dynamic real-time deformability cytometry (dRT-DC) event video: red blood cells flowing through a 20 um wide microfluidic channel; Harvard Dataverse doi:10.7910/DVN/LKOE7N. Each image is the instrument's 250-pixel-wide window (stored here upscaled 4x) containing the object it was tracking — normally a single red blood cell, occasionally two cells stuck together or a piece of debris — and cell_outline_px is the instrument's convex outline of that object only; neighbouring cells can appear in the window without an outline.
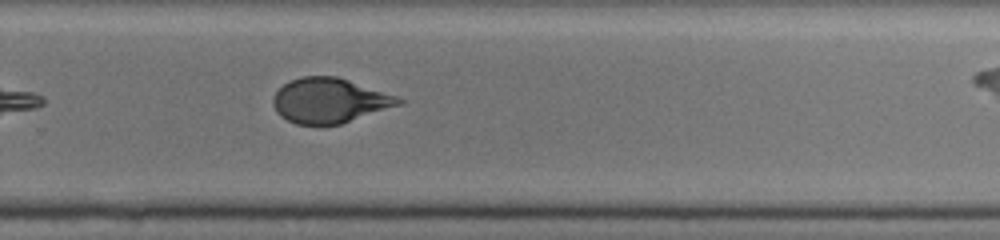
{"species": "human", "species_latin": "Homo sapiens", "temperature_condition": "cold", "stored_images_in_passage": 27, "camera_frame_rate_fps": 3000, "um_per_image_px": 0.085, "donor": {"sex": "male"}, "frame": {"image": 1, "passage_image": 20, "time_ms": 6.333, "image_size_px": [1000, 240], "cell_outline_px": [[404, 104], [340, 124], [296, 124], [280, 116], [276, 112], [272, 104], [272, 96], [284, 84], [300, 76], [336, 76], [396, 96], [404, 100]], "centroid_in_image_um": [27.99, 8.55], "position_along_channel_um": 301.8, "area_um2": 32.66}}
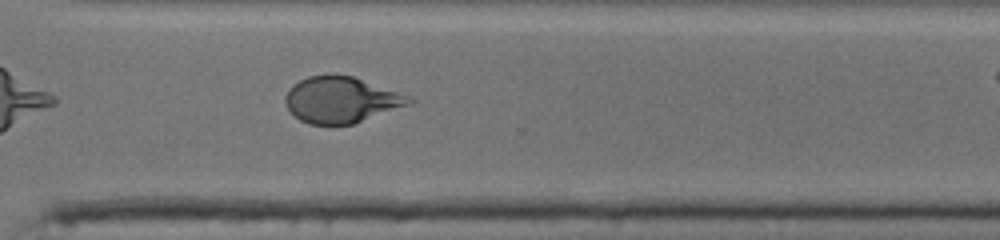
{"frame": {"image": 2, "passage_image": 23, "time_ms": 7.333, "image_size_px": [1000, 240], "cell_outline_px": [[416, 100], [412, 104], [352, 124], [308, 124], [300, 120], [288, 108], [284, 100], [284, 96], [288, 88], [292, 84], [308, 76], [352, 76], [408, 96]], "centroid_in_image_um": [28.98, 8.5], "position_along_channel_um": 341.6, "area_um2": 32.71}}